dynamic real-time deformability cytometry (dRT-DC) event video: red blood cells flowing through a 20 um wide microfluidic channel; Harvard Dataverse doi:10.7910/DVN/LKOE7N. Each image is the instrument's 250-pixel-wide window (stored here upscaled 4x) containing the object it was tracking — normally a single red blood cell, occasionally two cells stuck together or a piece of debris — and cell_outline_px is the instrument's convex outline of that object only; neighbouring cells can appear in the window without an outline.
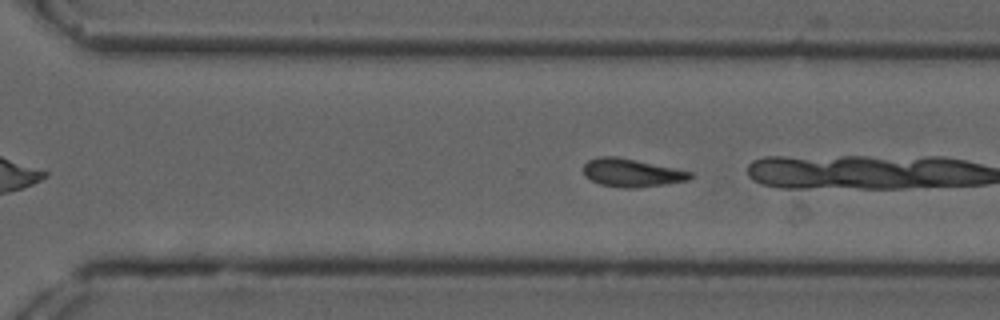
{"species": "common noctule bat (a hibernating species)", "species_latin": "Nyctalus noctula", "temperature_condition": "cold", "stored_images_in_passage": 31, "camera_frame_rate_fps": 3000, "um_per_image_px": 0.085, "animal": {"sex": "male", "forearm_length_mm": 52.5}, "frame": {"image": 1, "passage_image": 30, "time_ms": 9.667, "image_size_px": [1000, 320], "cell_outline_px": [[692, 176], [688, 180], [664, 184], [636, 188], [624, 188], [600, 184], [584, 176], [584, 164], [588, 160], [600, 156], [616, 156], [676, 168], [692, 172]], "centroid_in_image_um": [53.68, 14.68], "position_along_channel_um": 316.9, "area_um2": 17.4}}